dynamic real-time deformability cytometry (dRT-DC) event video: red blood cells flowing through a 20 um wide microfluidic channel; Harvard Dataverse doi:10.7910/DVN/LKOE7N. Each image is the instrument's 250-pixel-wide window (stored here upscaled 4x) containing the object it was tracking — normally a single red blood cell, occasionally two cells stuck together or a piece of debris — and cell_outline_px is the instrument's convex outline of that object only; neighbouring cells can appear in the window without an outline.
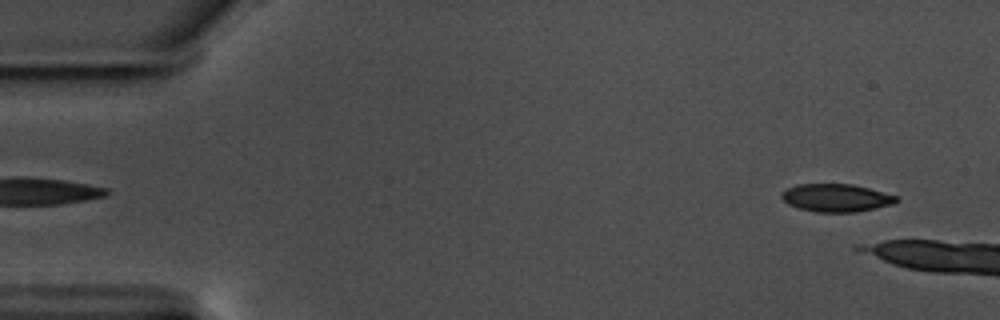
{"species": "common noctule bat (a hibernating species)", "species_latin": "Nyctalus noctula", "temperature_condition": "warm", "stored_images_in_passage": 8, "camera_frame_rate_fps": 3000, "um_per_image_px": 0.085, "animal": {"sex": "male", "body_mass_g": 17.5, "forearm_length_mm": 52.3}, "frame": {"image": 1, "passage_image": 3, "time_ms": 0.667, "image_size_px": [1000, 320], "cell_outline_px": [[900, 200], [892, 204], [876, 208], [856, 212], [816, 212], [800, 208], [788, 204], [780, 196], [780, 192], [796, 184], [852, 184], [868, 188], [896, 196]], "centroid_in_image_um": [71.05, 16.81], "position_along_channel_um": 13.9, "area_um2": 18.55}}